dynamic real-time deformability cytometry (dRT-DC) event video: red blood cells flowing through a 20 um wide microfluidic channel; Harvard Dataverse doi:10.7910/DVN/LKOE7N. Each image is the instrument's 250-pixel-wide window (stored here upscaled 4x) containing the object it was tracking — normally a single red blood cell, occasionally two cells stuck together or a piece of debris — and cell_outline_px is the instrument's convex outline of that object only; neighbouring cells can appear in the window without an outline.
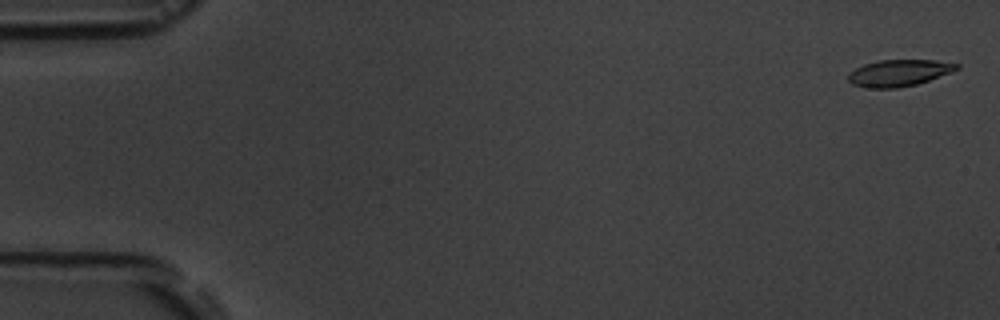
{"species": "common noctule bat (a hibernating species)", "species_latin": "Nyctalus noctula", "temperature_condition": "room temperature", "stored_images_in_passage": 17, "camera_frame_rate_fps": 3000, "um_per_image_px": 0.085, "animal": {"sex": "male", "body_mass_g": 19.5, "forearm_length_mm": 54.6}, "frame": {"image": 1, "passage_image": 1, "time_ms": 0.0, "image_size_px": [1000, 320], "cell_outline_px": [[960, 68], [952, 72], [916, 84], [896, 88], [868, 88], [852, 84], [848, 80], [848, 72], [864, 64], [880, 60], [936, 60], [960, 64]], "centroid_in_image_um": [76.41, 6.19], "position_along_channel_um": 8.6, "area_um2": 16.82}}
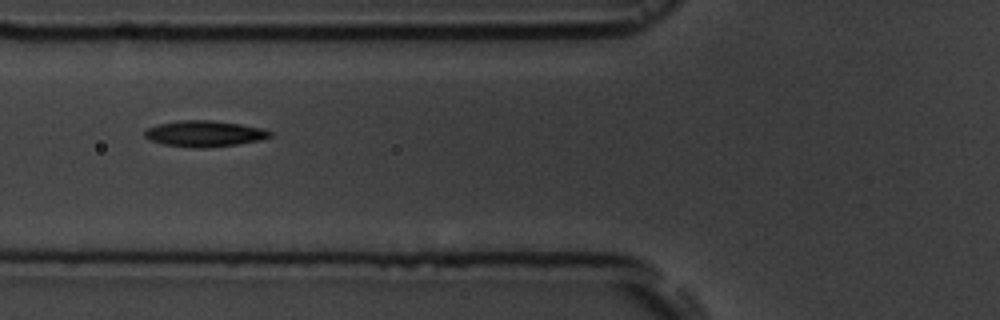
{"frame": {"image": 2, "passage_image": 7, "time_ms": 6.667, "image_size_px": [1000, 320], "cell_outline_px": [[272, 136], [260, 140], [236, 144], [196, 148], [192, 148], [164, 144], [148, 140], [144, 136], [144, 132], [148, 128], [156, 124], [180, 120], [212, 120], [240, 124], [264, 128], [272, 132]], "centroid_in_image_um": [17.36, 11.35], "position_along_channel_um": 108.4, "area_um2": 19.02}}
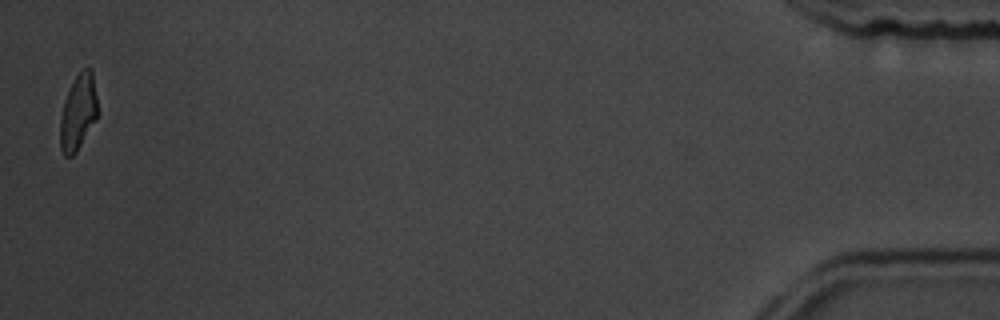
{"frame": {"image": 3, "passage_image": 17, "time_ms": 18.0, "image_size_px": [1000, 320], "cell_outline_px": [[96, 120], [76, 152], [72, 156], [64, 156], [60, 148], [60, 116], [64, 100], [72, 80], [84, 68], [92, 68], [96, 96]], "centroid_in_image_um": [6.62, 9.54], "position_along_channel_um": 428.6, "area_um2": 16.47}, "authors_computed_cell_mechanics": {"area_um2": 17.629, "velocity_mm_per_s": 3.657, "shape_relaxation_time_tau1_ms": 3.5653, "shape_relaxation_time_tau2_ms": 2.5549, "deformation_change_tau1": 0.1183, "deformation_change_tau2": 0.0768}}